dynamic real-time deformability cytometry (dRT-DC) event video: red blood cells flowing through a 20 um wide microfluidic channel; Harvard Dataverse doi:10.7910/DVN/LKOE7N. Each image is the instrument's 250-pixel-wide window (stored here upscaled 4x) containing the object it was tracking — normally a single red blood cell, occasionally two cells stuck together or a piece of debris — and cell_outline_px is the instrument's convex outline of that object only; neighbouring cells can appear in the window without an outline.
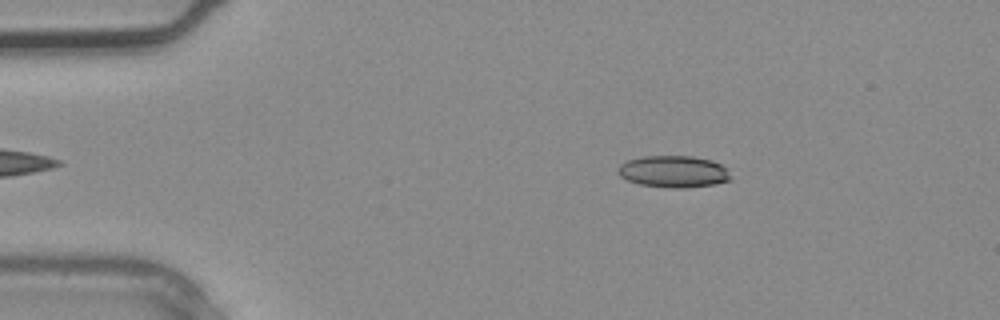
{"species": "common noctule bat (a hibernating species)", "species_latin": "Nyctalus noctula", "temperature_condition": "warm", "stored_images_in_passage": 4, "camera_frame_rate_fps": 3000, "um_per_image_px": 0.085, "animal": {"sex": "male", "body_mass_g": 20.4}, "frame": {"image": 1, "passage_image": 4, "time_ms": 1.0, "image_size_px": [1000, 320], "cell_outline_px": [[732, 180], [716, 184], [684, 188], [672, 188], [640, 184], [628, 180], [620, 176], [616, 172], [620, 164], [628, 160], [644, 156], [692, 156], [712, 160], [720, 164], [724, 168]], "centroid_in_image_um": [57.23, 14.58], "position_along_channel_um": 27.8, "area_um2": 20.81}}